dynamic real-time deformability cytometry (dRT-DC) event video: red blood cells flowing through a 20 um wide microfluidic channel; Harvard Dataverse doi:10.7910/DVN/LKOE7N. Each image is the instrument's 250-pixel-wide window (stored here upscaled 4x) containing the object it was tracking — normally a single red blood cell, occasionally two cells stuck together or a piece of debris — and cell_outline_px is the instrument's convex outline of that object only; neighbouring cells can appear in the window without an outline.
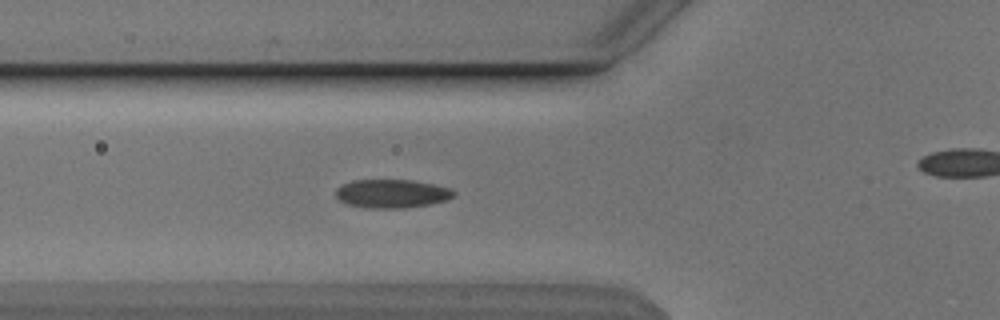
{"species": "Egyptian fruit bat (a non-hibernating species)", "species_latin": "Rousettus aegyptiacus", "temperature_condition": "cold", "stored_images_in_passage": 32, "camera_frame_rate_fps": 3000, "um_per_image_px": 0.085, "animal": {"sex": "male"}, "frame": {"image": 1, "passage_image": 5, "time_ms": 1.333, "image_size_px": [1000, 320], "cell_outline_px": [[456, 196], [448, 200], [432, 204], [404, 208], [368, 208], [348, 204], [340, 200], [336, 196], [336, 188], [340, 184], [352, 180], [412, 180], [452, 188], [456, 192]], "centroid_in_image_um": [33.34, 16.46], "position_along_channel_um": 92.5, "area_um2": 19.88}}
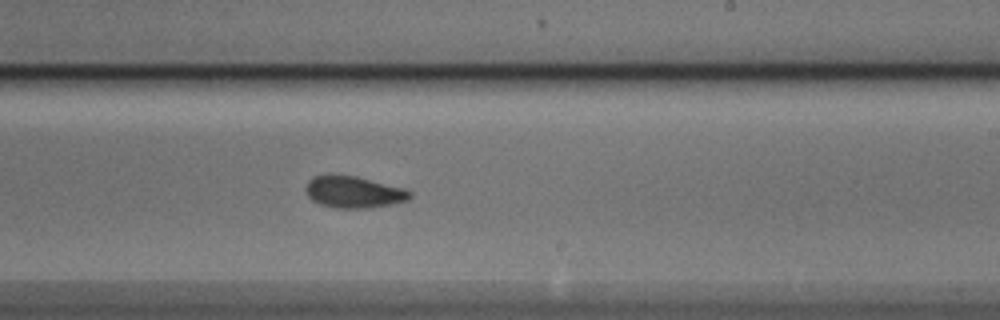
{"frame": {"image": 2, "passage_image": 18, "time_ms": 5.667, "image_size_px": [1000, 320], "cell_outline_px": [[412, 196], [408, 200], [368, 208], [336, 208], [320, 204], [312, 200], [308, 196], [304, 188], [308, 180], [316, 176], [356, 176], [404, 188], [412, 192]], "centroid_in_image_um": [30.06, 16.34], "position_along_channel_um": 258.9, "area_um2": 18.96}}
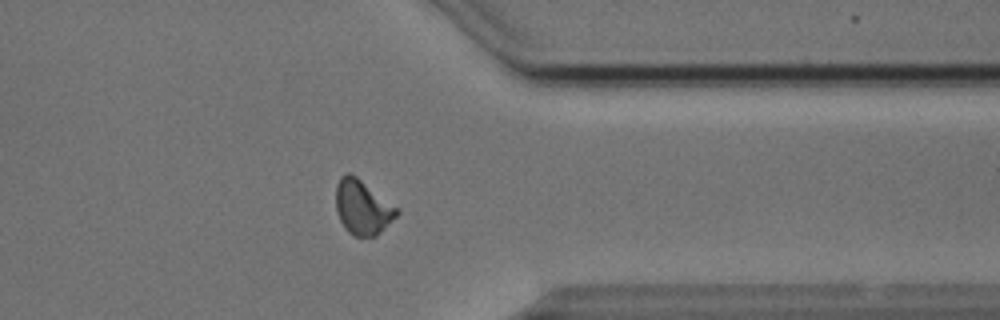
{"frame": {"image": 3, "passage_image": 28, "time_ms": 9.0, "image_size_px": [1000, 320], "cell_outline_px": [[400, 212], [376, 236], [352, 236], [344, 228], [340, 220], [336, 208], [336, 184], [340, 176], [348, 172], [356, 176], [400, 208]], "centroid_in_image_um": [30.82, 17.61], "position_along_channel_um": 380.6, "area_um2": 19.48}}